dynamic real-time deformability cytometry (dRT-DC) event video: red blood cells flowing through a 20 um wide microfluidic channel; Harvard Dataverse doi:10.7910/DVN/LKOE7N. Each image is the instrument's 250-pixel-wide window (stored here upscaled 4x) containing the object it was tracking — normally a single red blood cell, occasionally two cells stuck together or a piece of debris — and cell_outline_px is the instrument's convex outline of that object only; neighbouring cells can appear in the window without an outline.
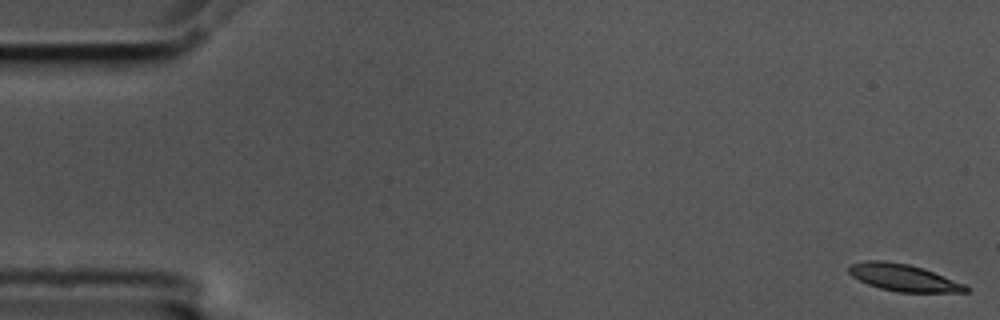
{"species": "common noctule bat (a hibernating species)", "species_latin": "Nyctalus noctula", "temperature_condition": "cold", "stored_images_in_passage": 58, "camera_frame_rate_fps": 3000, "um_per_image_px": 0.085, "animal": {"sex": "male", "body_mass_g": 17.5, "forearm_length_mm": 52.3}, "frame": {"image": 1, "passage_image": 1, "time_ms": 0.0, "image_size_px": [1000, 320], "cell_outline_px": [[968, 292], [900, 292], [880, 288], [868, 284], [852, 276], [848, 272], [848, 268], [852, 264], [864, 260], [884, 260], [908, 264], [932, 272], [964, 284], [968, 288]], "centroid_in_image_um": [76.74, 23.59], "position_along_channel_um": 8.3, "area_um2": 18.03}}
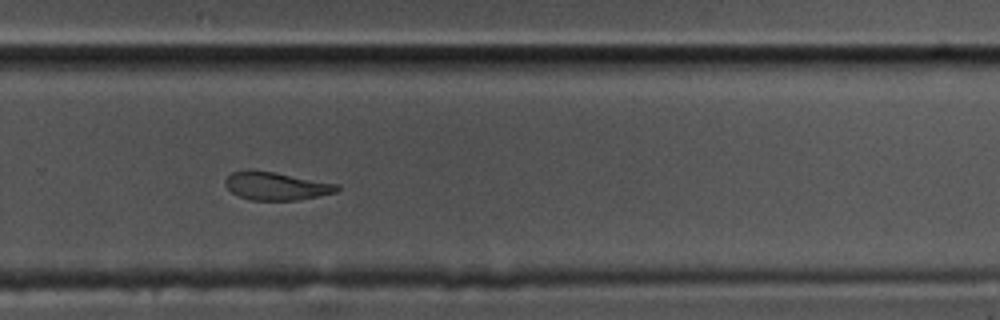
{"frame": {"image": 2, "passage_image": 38, "time_ms": 12.333, "image_size_px": [1000, 320], "cell_outline_px": [[340, 188], [336, 192], [296, 200], [252, 200], [240, 196], [232, 192], [224, 184], [224, 180], [232, 172], [276, 172], [340, 184]], "centroid_in_image_um": [23.53, 15.83], "position_along_channel_um": 306.3, "area_um2": 17.8}}
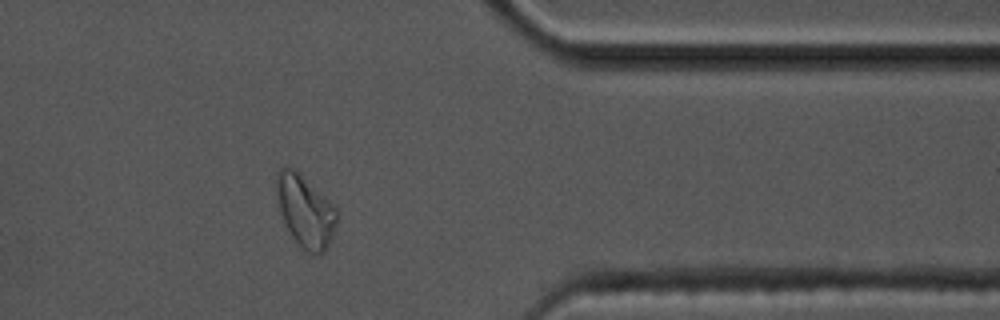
{"frame": {"image": 3, "passage_image": 46, "time_ms": 15.0, "image_size_px": [1000, 320], "cell_outline_px": [[340, 212], [332, 236], [324, 252], [320, 256], [312, 256], [304, 252], [292, 236], [280, 212], [276, 192], [276, 172], [284, 164], [292, 168], [332, 204]], "centroid_in_image_um": [25.95, 18.0], "position_along_channel_um": 385.5, "area_um2": 25.2}, "authors_computed_cell_mechanics": {"area_um2": 19.4786, "velocity_mm_per_s": 3.5472, "shape_relaxation_time_tau1_ms": 5.8601, "shape_relaxation_time_tau2_ms": 4.4807, "deformation_change_tau1": 0.1733, "deformation_change_tau2": 0.1215}}